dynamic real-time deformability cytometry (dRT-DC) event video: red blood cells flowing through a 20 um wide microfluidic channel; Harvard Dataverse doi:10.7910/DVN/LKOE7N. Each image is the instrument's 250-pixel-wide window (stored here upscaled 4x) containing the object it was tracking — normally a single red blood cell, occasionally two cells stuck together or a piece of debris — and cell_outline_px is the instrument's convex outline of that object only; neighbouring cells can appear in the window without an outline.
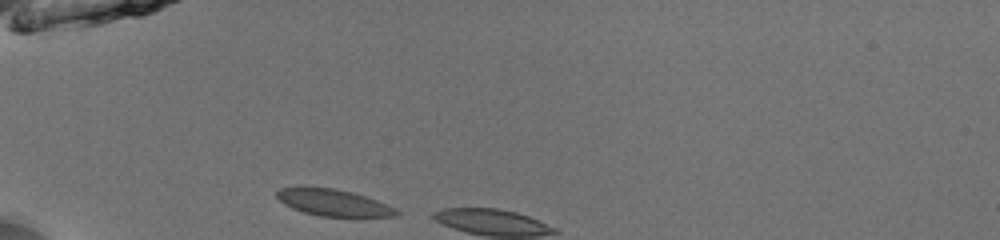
{"species": "common noctule bat (a hibernating species)", "species_latin": "Nyctalus noctula", "temperature_condition": "room temperature", "stored_images_in_passage": 3, "camera_frame_rate_fps": 3000, "um_per_image_px": 0.085, "animal": {"sex": "male", "body_mass_g": 13.0, "forearm_length_mm": 53.1}, "frame": {"image": 1, "passage_image": 1, "time_ms": 0.0, "image_size_px": [1000, 240], "cell_outline_px": [[400, 212], [396, 216], [320, 216], [304, 212], [292, 208], [284, 204], [276, 196], [276, 192], [280, 188], [300, 184], [332, 188], [352, 192], [376, 200], [396, 208]], "centroid_in_image_um": [28.25, 17.18], "position_along_channel_um": 56.8, "area_um2": 18.84}}